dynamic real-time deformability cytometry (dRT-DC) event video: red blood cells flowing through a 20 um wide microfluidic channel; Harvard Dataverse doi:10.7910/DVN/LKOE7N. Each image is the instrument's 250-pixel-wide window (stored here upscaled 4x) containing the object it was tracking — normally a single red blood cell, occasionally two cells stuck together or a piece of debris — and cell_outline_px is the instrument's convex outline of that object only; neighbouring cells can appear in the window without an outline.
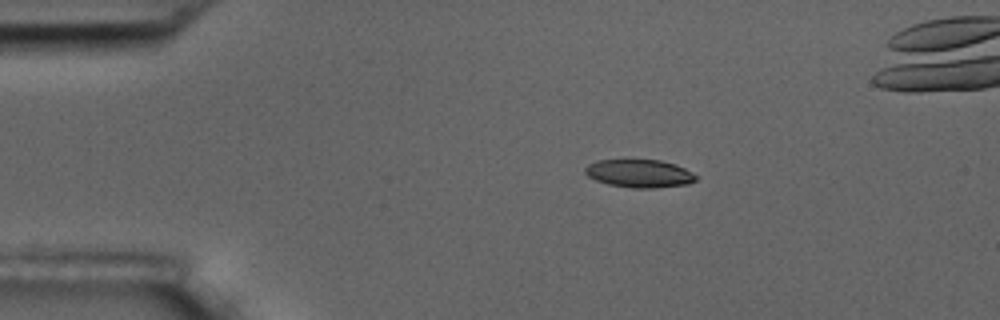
{"species": "common noctule bat (a hibernating species)", "species_latin": "Nyctalus noctula", "temperature_condition": "room temperature", "stored_images_in_passage": 5, "camera_frame_rate_fps": 3000, "um_per_image_px": 0.085, "animal": {"sex": "male", "body_mass_g": 17.5, "forearm_length_mm": 52.3}, "frame": {"image": 1, "passage_image": 2, "time_ms": 1.333, "image_size_px": [1000, 320], "cell_outline_px": [[696, 180], [688, 184], [656, 188], [632, 188], [608, 184], [596, 180], [588, 176], [584, 172], [584, 168], [588, 164], [596, 160], [660, 160], [676, 164], [692, 172], [696, 176]], "centroid_in_image_um": [54.34, 14.74], "position_along_channel_um": 30.7, "area_um2": 18.15}}